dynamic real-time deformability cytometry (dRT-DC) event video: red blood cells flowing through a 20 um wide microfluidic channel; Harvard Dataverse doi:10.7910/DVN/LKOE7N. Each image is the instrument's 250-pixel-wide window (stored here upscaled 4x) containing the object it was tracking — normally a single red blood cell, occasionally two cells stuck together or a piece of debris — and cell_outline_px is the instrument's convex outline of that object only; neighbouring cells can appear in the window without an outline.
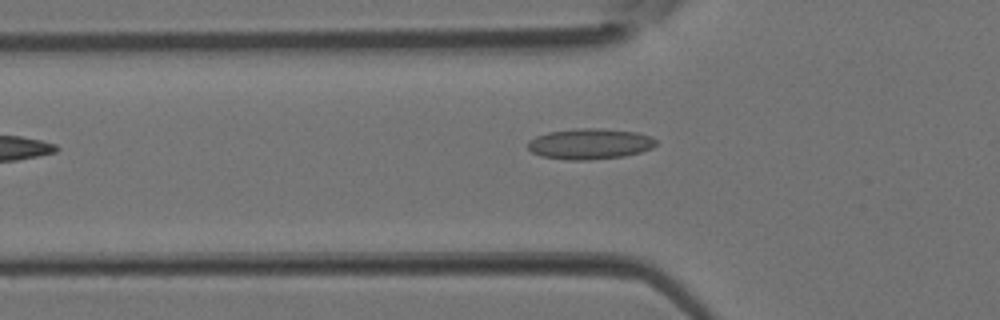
{"species": "Egyptian fruit bat (a non-hibernating species)", "species_latin": "Rousettus aegyptiacus", "temperature_condition": "room temperature", "stored_images_in_passage": 4, "camera_frame_rate_fps": 3000, "um_per_image_px": 0.085, "animal": {"sex": "female"}, "frame": {"image": 1, "passage_image": 4, "time_ms": 1.0, "image_size_px": [1000, 320], "cell_outline_px": [[656, 144], [652, 148], [640, 152], [624, 156], [592, 160], [568, 160], [540, 156], [532, 152], [528, 148], [528, 140], [536, 136], [548, 132], [576, 128], [600, 128], [636, 132], [652, 136], [656, 140]], "centroid_in_image_um": [50.13, 12.23], "position_along_channel_um": 75.7, "area_um2": 23.12}}